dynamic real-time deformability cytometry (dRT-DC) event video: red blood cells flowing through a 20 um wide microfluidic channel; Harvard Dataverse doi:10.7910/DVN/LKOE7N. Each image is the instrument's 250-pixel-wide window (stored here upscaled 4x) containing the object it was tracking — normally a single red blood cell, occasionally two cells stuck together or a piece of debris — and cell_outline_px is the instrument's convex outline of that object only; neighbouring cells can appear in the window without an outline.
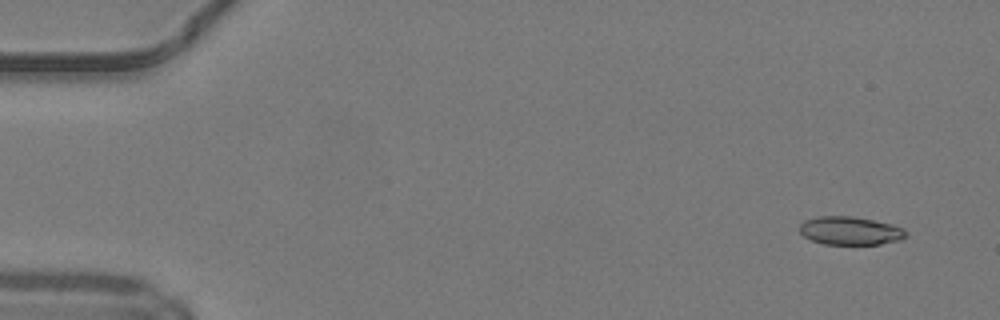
{"species": "common noctule bat (a hibernating species)", "species_latin": "Nyctalus noctula", "temperature_condition": "warm", "stored_images_in_passage": 50, "camera_frame_rate_fps": 3000, "um_per_image_px": 0.085, "animal": {"sex": "male", "body_mass_g": 19.2, "forearm_length_mm": 51.8}, "frame": {"image": 1, "passage_image": 4, "time_ms": 1.0, "image_size_px": [1000, 320], "cell_outline_px": [[908, 236], [900, 240], [880, 244], [824, 244], [812, 240], [804, 236], [800, 232], [800, 224], [804, 220], [816, 216], [852, 216], [892, 224], [904, 228], [908, 232]], "centroid_in_image_um": [72.29, 19.61], "position_along_channel_um": 12.7, "area_um2": 17.63}}
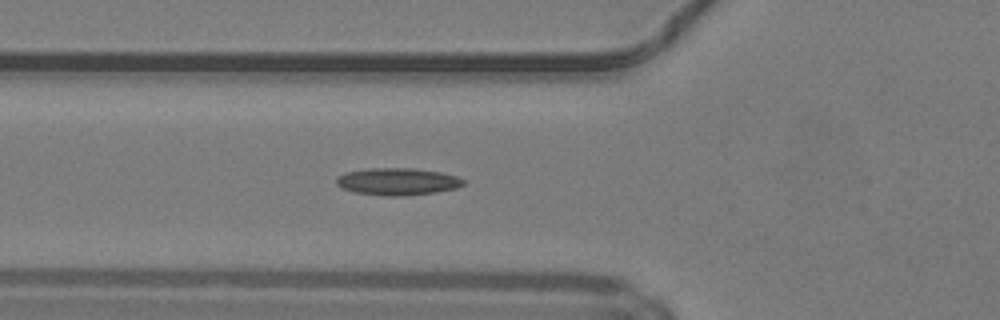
{"frame": {"image": 2, "passage_image": 19, "time_ms": 6.0, "image_size_px": [1000, 320], "cell_outline_px": [[464, 184], [456, 188], [436, 192], [400, 196], [388, 196], [352, 192], [336, 184], [336, 176], [344, 172], [368, 168], [412, 168], [440, 172], [456, 176], [464, 180]], "centroid_in_image_um": [33.75, 15.42], "position_along_channel_um": 92.1, "area_um2": 20.11}}
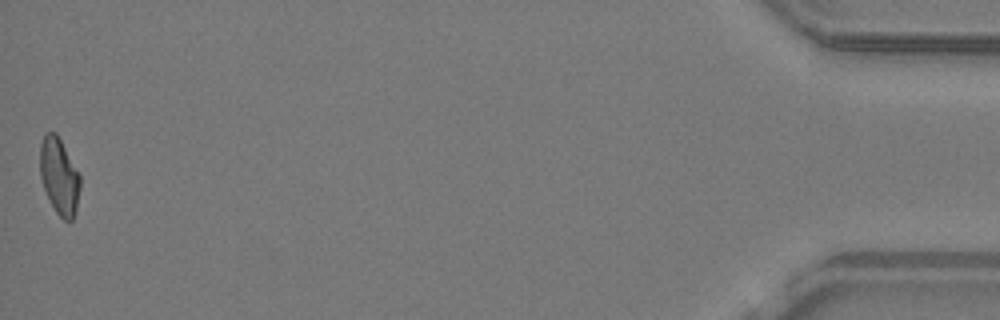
{"frame": {"image": 3, "passage_image": 50, "time_ms": 16.333, "image_size_px": [1000, 320], "cell_outline_px": [[80, 188], [76, 212], [72, 220], [64, 220], [56, 212], [44, 188], [40, 176], [40, 144], [44, 132], [56, 132], [80, 176]], "centroid_in_image_um": [5.03, 14.97], "position_along_channel_um": 430.2, "area_um2": 17.69}, "authors_computed_cell_mechanics": {"area_um2": 18.3226, "velocity_mm_per_s": 4.2215, "shape_relaxation_time_tau1_ms": null, "shape_relaxation_time_tau2_ms": 3.006, "deformation_change_tau1": null, "deformation_change_tau2": 0.1003}}